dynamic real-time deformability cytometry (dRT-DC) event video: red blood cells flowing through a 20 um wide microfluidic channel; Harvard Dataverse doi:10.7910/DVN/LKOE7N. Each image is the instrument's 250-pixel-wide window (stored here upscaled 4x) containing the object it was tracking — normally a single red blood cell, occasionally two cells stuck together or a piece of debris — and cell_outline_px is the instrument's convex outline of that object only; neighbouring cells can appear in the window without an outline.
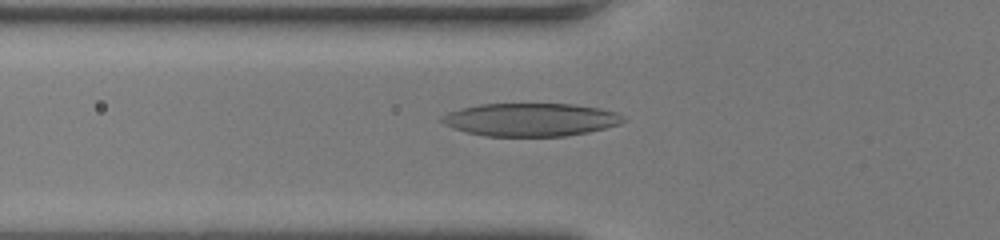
{"species": "human", "species_latin": "Homo sapiens", "temperature_condition": "room temperature", "stored_images_in_passage": 53, "segment_of_instrument_passage": [1, 2], "camera_frame_rate_fps": 3000, "um_per_image_px": 0.085, "donor": {"sex": "female"}, "frame": {"image": 1, "passage_image": 19, "time_ms": 6.0, "image_size_px": [1000, 240], "cell_outline_px": [[628, 120], [620, 124], [588, 132], [564, 136], [484, 136], [464, 132], [452, 128], [444, 124], [440, 120], [440, 116], [448, 112], [460, 108], [480, 104], [572, 104], [600, 108], [616, 112], [624, 116]], "centroid_in_image_um": [45.08, 10.17], "position_along_channel_um": 80.7, "area_um2": 35.2}}
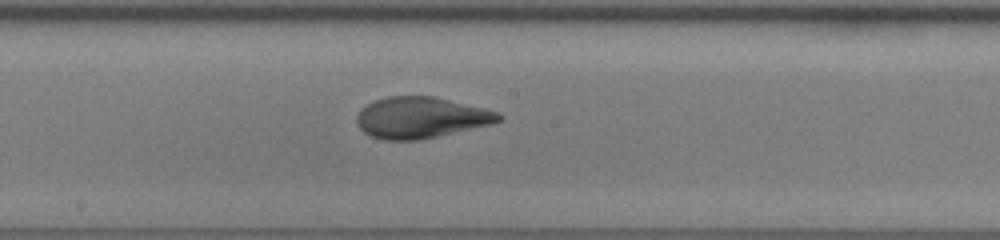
{"frame": {"image": 2, "passage_image": 29, "time_ms": 9.333, "image_size_px": [1000, 240], "cell_outline_px": [[504, 120], [492, 124], [436, 136], [416, 140], [384, 140], [372, 136], [364, 132], [356, 124], [356, 116], [360, 108], [376, 100], [388, 96], [432, 96], [484, 108], [500, 112], [504, 116]], "centroid_in_image_um": [35.78, 9.99], "position_along_channel_um": 212.4, "area_um2": 33.99}}
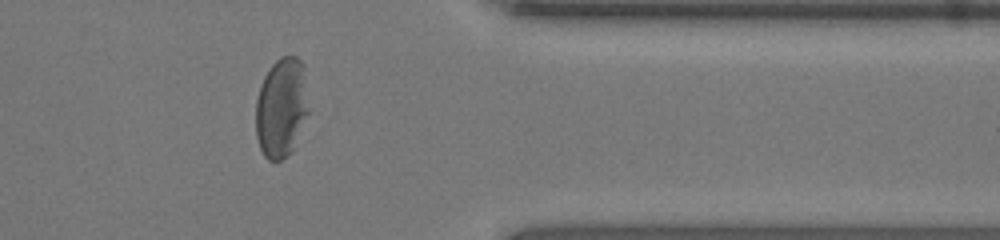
{"frame": {"image": 3, "passage_image": 43, "time_ms": 14.0, "image_size_px": [1000, 240], "cell_outline_px": [[312, 112], [292, 148], [280, 160], [268, 160], [264, 156], [260, 148], [256, 136], [256, 100], [260, 84], [268, 68], [280, 56], [296, 56], [304, 64]], "centroid_in_image_um": [23.97, 9.09], "position_along_channel_um": 387.4, "area_um2": 31.62}}